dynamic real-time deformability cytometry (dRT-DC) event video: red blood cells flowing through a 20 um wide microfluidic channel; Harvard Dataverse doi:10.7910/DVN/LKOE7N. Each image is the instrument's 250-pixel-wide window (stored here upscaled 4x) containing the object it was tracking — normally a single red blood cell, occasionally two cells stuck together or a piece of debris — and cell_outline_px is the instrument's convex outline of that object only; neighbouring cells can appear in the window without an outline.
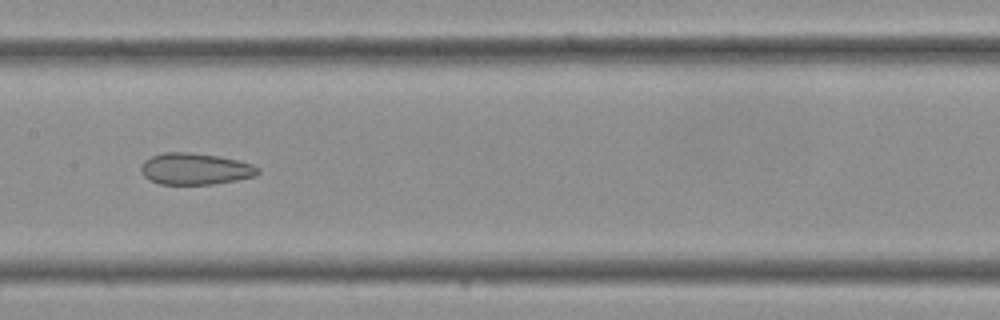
{"species": "Egyptian fruit bat (a non-hibernating species)", "species_latin": "Rousettus aegyptiacus", "temperature_condition": "cold", "stored_images_in_passage": 36, "segment_of_instrument_passage": [2, 2], "camera_frame_rate_fps": 3000, "um_per_image_px": 0.085, "frame": {"image": 1, "passage_image": 18, "time_ms": 5.667, "image_size_px": [1000, 320], "cell_outline_px": [[260, 172], [256, 176], [236, 180], [212, 184], [160, 184], [148, 180], [140, 172], [140, 168], [144, 160], [152, 156], [164, 152], [188, 152], [216, 156], [236, 160], [252, 164], [260, 168]], "centroid_in_image_um": [16.57, 14.36], "position_along_channel_um": 190.8, "area_um2": 21.5}}
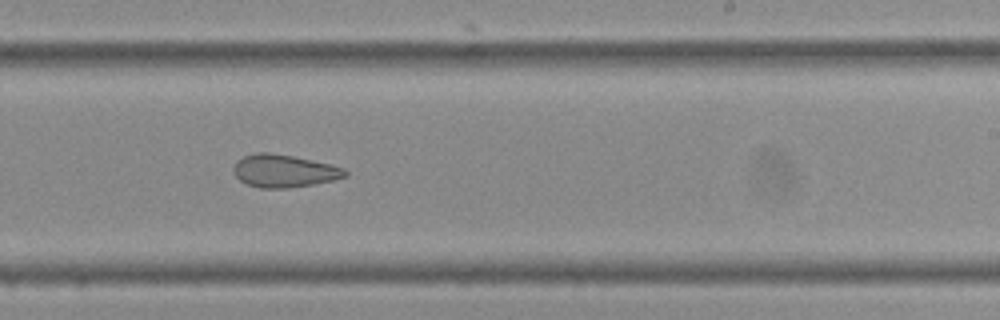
{"frame": {"image": 2, "passage_image": 22, "time_ms": 7.0, "image_size_px": [1000, 320], "cell_outline_px": [[348, 176], [332, 180], [312, 184], [288, 188], [260, 188], [248, 184], [240, 180], [232, 172], [232, 168], [236, 160], [244, 156], [256, 152], [268, 152], [292, 156], [328, 164], [344, 168], [348, 172]], "centroid_in_image_um": [24.1, 14.53], "position_along_channel_um": 264.9, "area_um2": 21.15}}
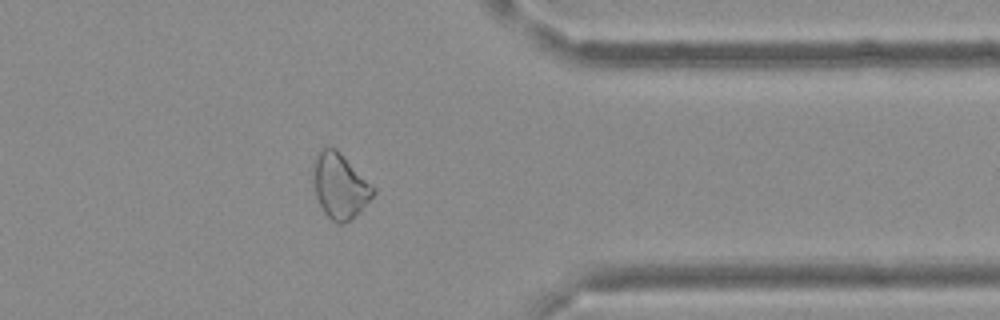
{"frame": {"image": 3, "passage_image": 29, "time_ms": 9.333, "image_size_px": [1000, 320], "cell_outline_px": [[376, 192], [344, 224], [336, 224], [324, 212], [316, 196], [312, 172], [312, 160], [316, 152], [320, 148], [328, 144], [336, 148], [376, 188]], "centroid_in_image_um": [28.83, 15.71], "position_along_channel_um": 382.6, "area_um2": 22.77}}